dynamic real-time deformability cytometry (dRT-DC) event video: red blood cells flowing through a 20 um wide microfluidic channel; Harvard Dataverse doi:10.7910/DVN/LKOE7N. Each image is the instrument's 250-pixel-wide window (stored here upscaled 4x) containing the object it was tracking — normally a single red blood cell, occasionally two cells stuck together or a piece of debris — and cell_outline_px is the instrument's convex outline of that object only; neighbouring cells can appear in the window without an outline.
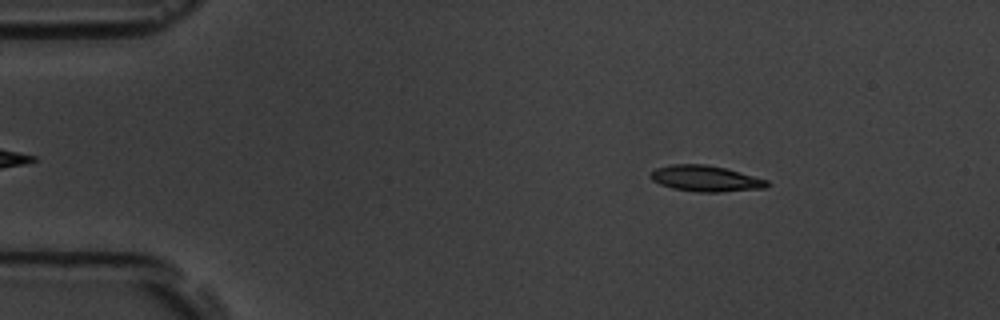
{"species": "common noctule bat (a hibernating species)", "species_latin": "Nyctalus noctula", "temperature_condition": "room temperature", "stored_images_in_passage": 52, "camera_frame_rate_fps": 3000, "um_per_image_px": 0.085, "animal": {"sex": "male", "body_mass_g": 19.5, "forearm_length_mm": 54.6}, "frame": {"image": 1, "passage_image": 6, "time_ms": 1.667, "image_size_px": [1000, 320], "cell_outline_px": [[772, 184], [764, 188], [720, 192], [696, 192], [672, 188], [660, 184], [652, 180], [652, 172], [656, 168], [672, 164], [704, 164], [724, 168], [768, 180]], "centroid_in_image_um": [60.0, 15.18], "position_along_channel_um": 25.0, "area_um2": 17.46}}
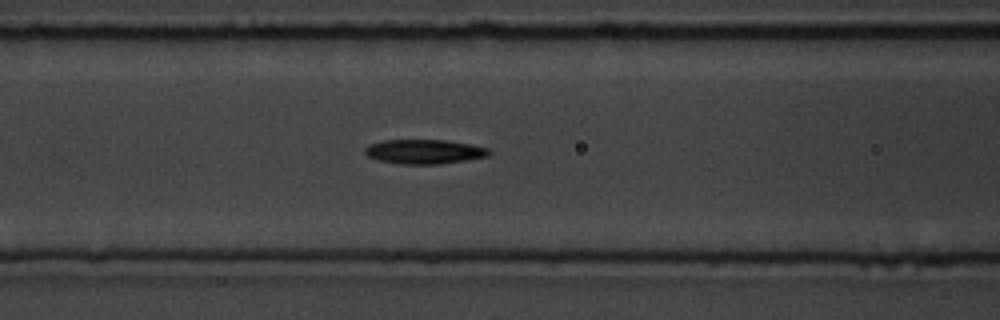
{"frame": {"image": 2, "passage_image": 20, "time_ms": 6.333, "image_size_px": [1000, 320], "cell_outline_px": [[492, 152], [488, 156], [440, 164], [400, 164], [376, 160], [368, 156], [364, 152], [364, 148], [368, 144], [384, 140], [444, 140], [468, 144], [488, 148]], "centroid_in_image_um": [36.01, 12.89], "position_along_channel_um": 130.6, "area_um2": 17.63}}
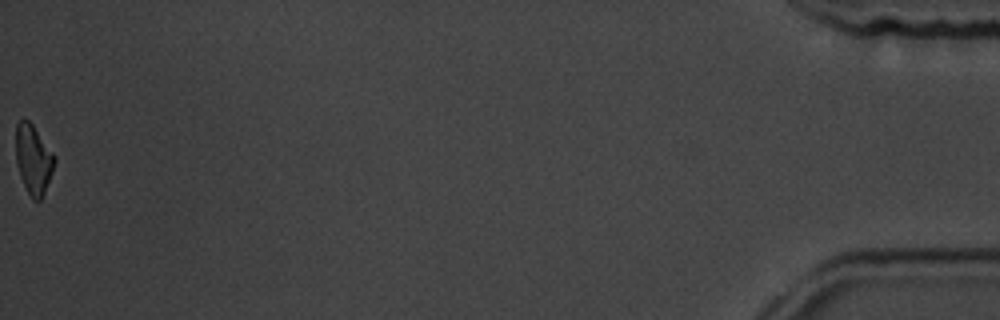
{"frame": {"image": 3, "passage_image": 52, "time_ms": 17.0, "image_size_px": [1000, 320], "cell_outline_px": [[56, 160], [52, 172], [44, 192], [40, 200], [32, 200], [20, 176], [16, 164], [16, 124], [20, 120], [28, 120], [32, 124], [56, 156]], "centroid_in_image_um": [2.83, 13.54], "position_along_channel_um": 432.4, "area_um2": 15.49}, "authors_computed_cell_mechanics": {"area_um2": 17.2822, "velocity_mm_per_s": 3.7927, "shape_relaxation_time_tau1_ms": 4.0664, "shape_relaxation_time_tau2_ms": null, "deformation_change_tau1": 0.121, "deformation_change_tau2": null}}